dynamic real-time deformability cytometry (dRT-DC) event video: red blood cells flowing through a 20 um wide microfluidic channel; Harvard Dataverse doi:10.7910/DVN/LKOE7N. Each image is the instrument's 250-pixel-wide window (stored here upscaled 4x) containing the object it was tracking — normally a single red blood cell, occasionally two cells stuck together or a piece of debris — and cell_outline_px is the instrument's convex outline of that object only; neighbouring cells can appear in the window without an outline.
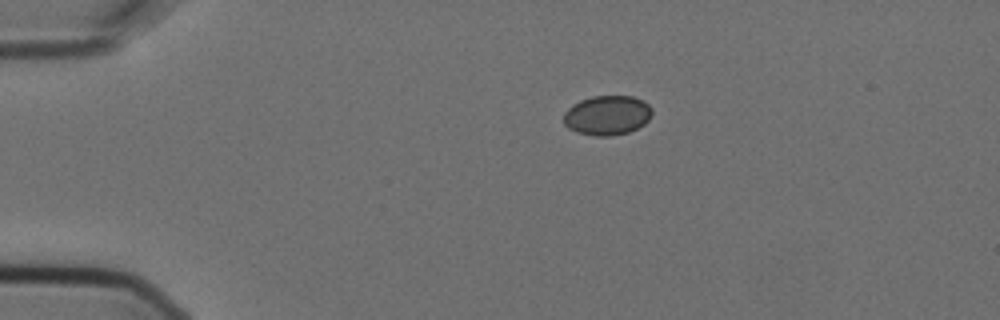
{"species": "Egyptian fruit bat (a non-hibernating species)", "species_latin": "Rousettus aegyptiacus", "temperature_condition": "cold", "stored_images_in_passage": 11, "camera_frame_rate_fps": 3000, "um_per_image_px": 0.085, "animal": {"sex": "female"}, "frame": {"image": 1, "passage_image": 1, "time_ms": 0.0, "image_size_px": [1000, 320], "cell_outline_px": [[652, 116], [644, 124], [628, 132], [608, 136], [596, 136], [576, 132], [568, 128], [564, 124], [564, 112], [572, 104], [580, 100], [592, 96], [632, 96], [644, 100], [652, 108]], "centroid_in_image_um": [51.61, 9.79], "position_along_channel_um": 33.4, "area_um2": 20.52}}
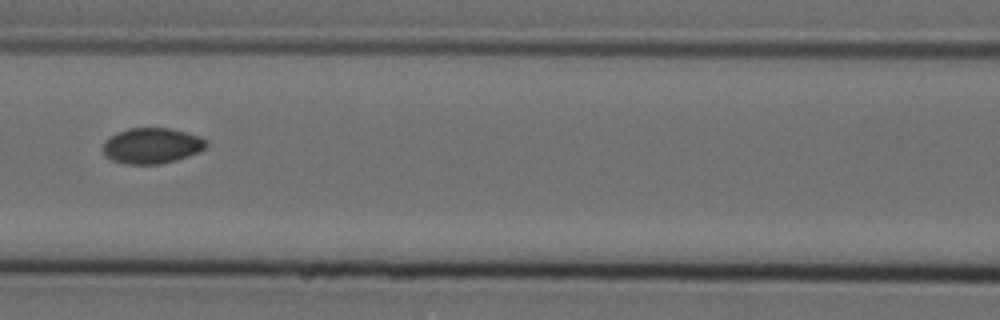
{"frame": {"image": 2, "passage_image": 4, "time_ms": 1.0, "image_size_px": [1000, 320], "cell_outline_px": [[208, 144], [200, 152], [176, 160], [160, 164], [128, 164], [112, 160], [104, 156], [104, 144], [116, 132], [128, 128], [172, 128], [200, 136], [208, 140]], "centroid_in_image_um": [12.95, 12.38], "position_along_channel_um": 153.6, "area_um2": 21.5}}
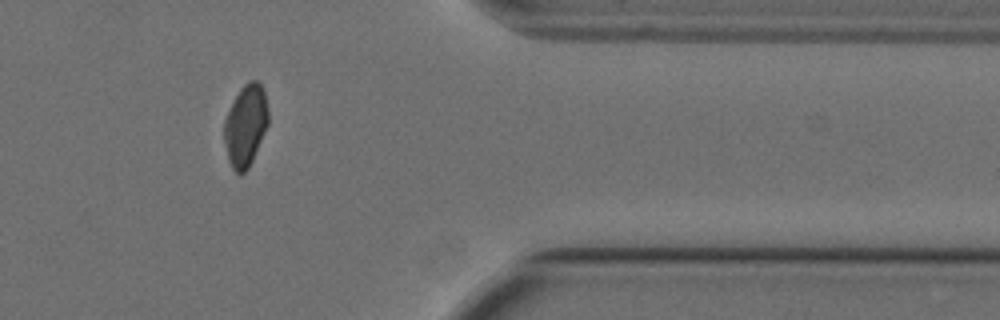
{"frame": {"image": 3, "passage_image": 10, "time_ms": 3.0, "image_size_px": [1000, 320], "cell_outline_px": [[268, 124], [252, 160], [248, 168], [240, 176], [232, 168], [228, 160], [224, 140], [224, 120], [240, 88], [244, 84], [252, 80], [256, 80], [264, 88], [268, 108]], "centroid_in_image_um": [20.88, 10.66], "position_along_channel_um": 390.5, "area_um2": 20.87}}